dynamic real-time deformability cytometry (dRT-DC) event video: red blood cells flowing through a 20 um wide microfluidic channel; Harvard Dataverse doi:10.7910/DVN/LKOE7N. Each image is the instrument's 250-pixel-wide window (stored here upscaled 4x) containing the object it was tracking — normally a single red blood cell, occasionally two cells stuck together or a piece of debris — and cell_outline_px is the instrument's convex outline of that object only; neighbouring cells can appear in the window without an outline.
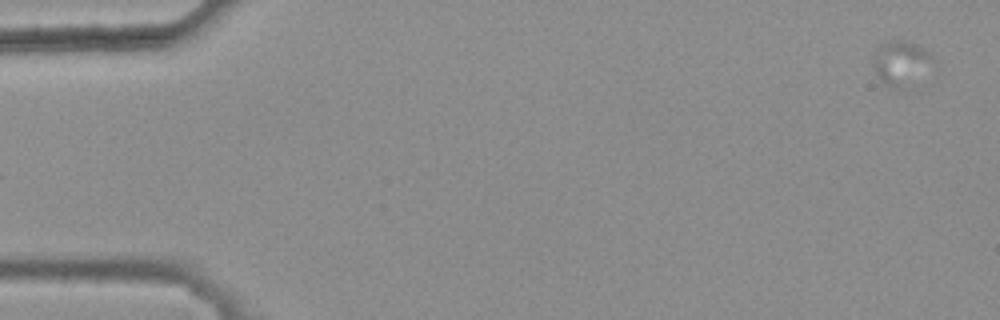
{"species": "common noctule bat (a hibernating species)", "species_latin": "Nyctalus noctula", "temperature_condition": "warm", "stored_images_in_passage": 29, "camera_frame_rate_fps": 3000, "um_per_image_px": 0.085, "animal": {"sex": "female", "body_mass_g": 25.1}, "frame": {"image": 1, "passage_image": 1, "time_ms": 0.0, "image_size_px": [1000, 320], "cell_outline_px": [[932, 56], [892, 88], [884, 84], [876, 76], [872, 64], [872, 60], [880, 44], [888, 40], [908, 40], [916, 44], [928, 52]], "centroid_in_image_um": [76.3, 5.16], "position_along_channel_um": 8.7, "area_um2": 13.06}}
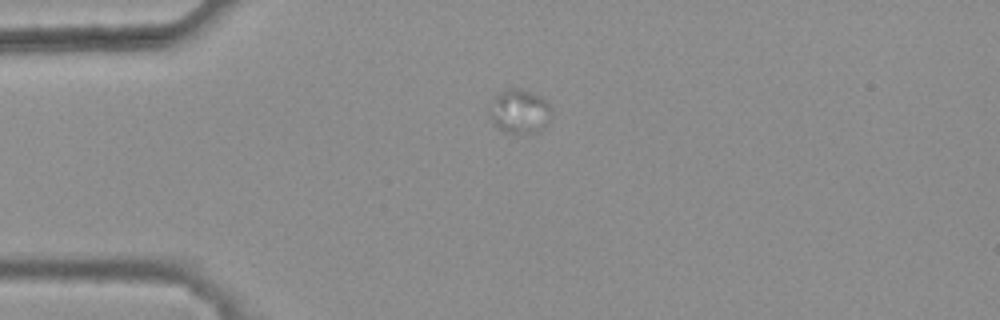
{"frame": {"image": 2, "passage_image": 13, "time_ms": 4.0, "image_size_px": [1000, 320], "cell_outline_px": [[552, 112], [548, 120], [536, 132], [504, 132], [492, 120], [488, 112], [496, 96], [504, 88], [520, 88], [540, 96], [548, 104]], "centroid_in_image_um": [44.14, 9.43], "position_along_channel_um": 40.9, "area_um2": 15.37}}
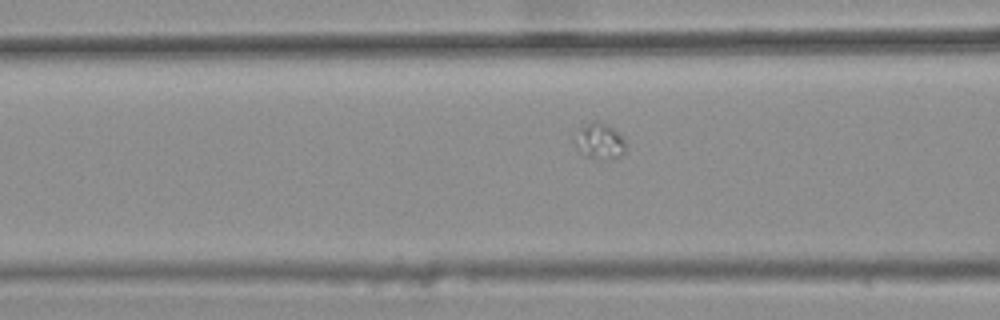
{"frame": {"image": 3, "passage_image": 21, "time_ms": 6.667, "image_size_px": [1000, 320], "cell_outline_px": [[624, 152], [616, 156], [584, 156], [580, 152], [572, 140], [576, 128], [592, 120], [596, 120], [608, 124], [620, 132], [624, 140]], "centroid_in_image_um": [50.87, 11.88], "position_along_channel_um": 115.7, "area_um2": 10.58}}